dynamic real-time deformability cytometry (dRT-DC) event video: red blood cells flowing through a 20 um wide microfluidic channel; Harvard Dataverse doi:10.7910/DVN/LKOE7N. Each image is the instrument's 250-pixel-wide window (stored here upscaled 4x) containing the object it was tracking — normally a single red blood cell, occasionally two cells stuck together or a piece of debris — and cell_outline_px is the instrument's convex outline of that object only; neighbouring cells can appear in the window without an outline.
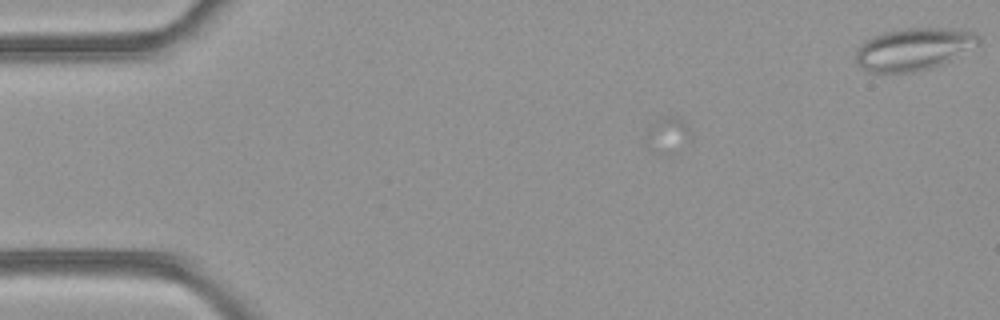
{"species": "common noctule bat (a hibernating species)", "species_latin": "Nyctalus noctula", "temperature_condition": "room temperature", "stored_images_in_passage": 4, "camera_frame_rate_fps": 3000, "um_per_image_px": 0.085, "animal": {"sex": "female", "body_mass_g": 21.9}, "frame": {"image": 1, "passage_image": 4, "time_ms": 1.0, "image_size_px": [1000, 320], "cell_outline_px": [[980, 44], [940, 64], [916, 72], [868, 72], [856, 64], [856, 52], [860, 44], [864, 40], [872, 36], [884, 32], [908, 28], [948, 28], [976, 32], [980, 40]], "centroid_in_image_um": [77.62, 4.16], "position_along_channel_um": 7.4, "area_um2": 30.11}}